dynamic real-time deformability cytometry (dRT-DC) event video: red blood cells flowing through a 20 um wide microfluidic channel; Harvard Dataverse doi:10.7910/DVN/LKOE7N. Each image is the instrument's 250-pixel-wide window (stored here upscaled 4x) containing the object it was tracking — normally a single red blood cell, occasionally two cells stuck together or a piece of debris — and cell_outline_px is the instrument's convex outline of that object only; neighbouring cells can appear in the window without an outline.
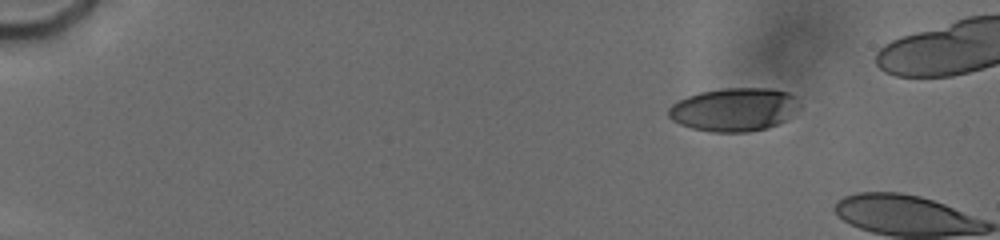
{"species": "human", "species_latin": "Homo sapiens", "temperature_condition": "cold", "stored_images_in_passage": 15, "camera_frame_rate_fps": 3000, "um_per_image_px": 0.085, "donor": {"sex": "male"}, "frame": {"image": 1, "passage_image": 10, "time_ms": 2.667, "image_size_px": [1000, 240], "cell_outline_px": [[800, 108], [788, 120], [768, 128], [748, 132], [712, 132], [692, 128], [680, 124], [672, 120], [668, 116], [668, 108], [672, 104], [688, 96], [700, 92], [724, 88], [768, 88], [788, 92], [796, 96], [800, 104]], "centroid_in_image_um": [62.45, 9.31], "position_along_channel_um": 22.6, "area_um2": 33.41}}